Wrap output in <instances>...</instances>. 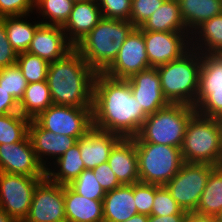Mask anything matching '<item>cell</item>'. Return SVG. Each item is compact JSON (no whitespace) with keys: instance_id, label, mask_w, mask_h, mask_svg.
<instances>
[{"instance_id":"1","label":"cell","mask_w":222,"mask_h":222,"mask_svg":"<svg viewBox=\"0 0 222 222\" xmlns=\"http://www.w3.org/2000/svg\"><path fill=\"white\" fill-rule=\"evenodd\" d=\"M147 114L131 92L125 79L96 73L93 85V127L122 138L138 135Z\"/></svg>"},{"instance_id":"2","label":"cell","mask_w":222,"mask_h":222,"mask_svg":"<svg viewBox=\"0 0 222 222\" xmlns=\"http://www.w3.org/2000/svg\"><path fill=\"white\" fill-rule=\"evenodd\" d=\"M95 75L75 48L63 58L49 63L46 81L53 104L93 108Z\"/></svg>"},{"instance_id":"3","label":"cell","mask_w":222,"mask_h":222,"mask_svg":"<svg viewBox=\"0 0 222 222\" xmlns=\"http://www.w3.org/2000/svg\"><path fill=\"white\" fill-rule=\"evenodd\" d=\"M134 28L128 20L102 17L74 48L96 73H102L114 61Z\"/></svg>"},{"instance_id":"4","label":"cell","mask_w":222,"mask_h":222,"mask_svg":"<svg viewBox=\"0 0 222 222\" xmlns=\"http://www.w3.org/2000/svg\"><path fill=\"white\" fill-rule=\"evenodd\" d=\"M201 55L190 47L180 58L156 67L163 95L170 104L194 107L199 90Z\"/></svg>"},{"instance_id":"5","label":"cell","mask_w":222,"mask_h":222,"mask_svg":"<svg viewBox=\"0 0 222 222\" xmlns=\"http://www.w3.org/2000/svg\"><path fill=\"white\" fill-rule=\"evenodd\" d=\"M195 113L193 106L169 104L147 116L134 141L181 148L187 124Z\"/></svg>"},{"instance_id":"6","label":"cell","mask_w":222,"mask_h":222,"mask_svg":"<svg viewBox=\"0 0 222 222\" xmlns=\"http://www.w3.org/2000/svg\"><path fill=\"white\" fill-rule=\"evenodd\" d=\"M181 153L187 163L222 165V146L216 119L196 112L187 124Z\"/></svg>"},{"instance_id":"7","label":"cell","mask_w":222,"mask_h":222,"mask_svg":"<svg viewBox=\"0 0 222 222\" xmlns=\"http://www.w3.org/2000/svg\"><path fill=\"white\" fill-rule=\"evenodd\" d=\"M140 182L164 186L184 164L181 148L135 142Z\"/></svg>"},{"instance_id":"8","label":"cell","mask_w":222,"mask_h":222,"mask_svg":"<svg viewBox=\"0 0 222 222\" xmlns=\"http://www.w3.org/2000/svg\"><path fill=\"white\" fill-rule=\"evenodd\" d=\"M214 165L187 163L164 186L182 210L195 212Z\"/></svg>"},{"instance_id":"9","label":"cell","mask_w":222,"mask_h":222,"mask_svg":"<svg viewBox=\"0 0 222 222\" xmlns=\"http://www.w3.org/2000/svg\"><path fill=\"white\" fill-rule=\"evenodd\" d=\"M196 112L206 117L222 115V54H202Z\"/></svg>"},{"instance_id":"10","label":"cell","mask_w":222,"mask_h":222,"mask_svg":"<svg viewBox=\"0 0 222 222\" xmlns=\"http://www.w3.org/2000/svg\"><path fill=\"white\" fill-rule=\"evenodd\" d=\"M92 109L52 104L34 120L46 130L78 140L93 127Z\"/></svg>"},{"instance_id":"11","label":"cell","mask_w":222,"mask_h":222,"mask_svg":"<svg viewBox=\"0 0 222 222\" xmlns=\"http://www.w3.org/2000/svg\"><path fill=\"white\" fill-rule=\"evenodd\" d=\"M43 178L0 172V208L17 222H24L34 190Z\"/></svg>"},{"instance_id":"12","label":"cell","mask_w":222,"mask_h":222,"mask_svg":"<svg viewBox=\"0 0 222 222\" xmlns=\"http://www.w3.org/2000/svg\"><path fill=\"white\" fill-rule=\"evenodd\" d=\"M24 222H66L64 185L43 178L34 190Z\"/></svg>"},{"instance_id":"13","label":"cell","mask_w":222,"mask_h":222,"mask_svg":"<svg viewBox=\"0 0 222 222\" xmlns=\"http://www.w3.org/2000/svg\"><path fill=\"white\" fill-rule=\"evenodd\" d=\"M143 31L135 27L126 38L114 61L102 72L113 79H127L149 69Z\"/></svg>"},{"instance_id":"14","label":"cell","mask_w":222,"mask_h":222,"mask_svg":"<svg viewBox=\"0 0 222 222\" xmlns=\"http://www.w3.org/2000/svg\"><path fill=\"white\" fill-rule=\"evenodd\" d=\"M189 34L192 33L143 31L150 67L167 64L185 54L192 47Z\"/></svg>"},{"instance_id":"15","label":"cell","mask_w":222,"mask_h":222,"mask_svg":"<svg viewBox=\"0 0 222 222\" xmlns=\"http://www.w3.org/2000/svg\"><path fill=\"white\" fill-rule=\"evenodd\" d=\"M0 172L46 177L28 136L21 142L0 144Z\"/></svg>"},{"instance_id":"16","label":"cell","mask_w":222,"mask_h":222,"mask_svg":"<svg viewBox=\"0 0 222 222\" xmlns=\"http://www.w3.org/2000/svg\"><path fill=\"white\" fill-rule=\"evenodd\" d=\"M143 111L153 114L170 103L164 97L157 68L151 67L126 79Z\"/></svg>"},{"instance_id":"17","label":"cell","mask_w":222,"mask_h":222,"mask_svg":"<svg viewBox=\"0 0 222 222\" xmlns=\"http://www.w3.org/2000/svg\"><path fill=\"white\" fill-rule=\"evenodd\" d=\"M73 48L61 26L41 23L33 35L27 52L51 63L63 58Z\"/></svg>"},{"instance_id":"18","label":"cell","mask_w":222,"mask_h":222,"mask_svg":"<svg viewBox=\"0 0 222 222\" xmlns=\"http://www.w3.org/2000/svg\"><path fill=\"white\" fill-rule=\"evenodd\" d=\"M28 137L31 141L37 159L47 169L45 156L57 160L69 148L77 143L75 137L55 134L52 131L42 128L35 120H31L28 128Z\"/></svg>"},{"instance_id":"19","label":"cell","mask_w":222,"mask_h":222,"mask_svg":"<svg viewBox=\"0 0 222 222\" xmlns=\"http://www.w3.org/2000/svg\"><path fill=\"white\" fill-rule=\"evenodd\" d=\"M107 162L121 185L140 182L134 138H121L112 148Z\"/></svg>"},{"instance_id":"20","label":"cell","mask_w":222,"mask_h":222,"mask_svg":"<svg viewBox=\"0 0 222 222\" xmlns=\"http://www.w3.org/2000/svg\"><path fill=\"white\" fill-rule=\"evenodd\" d=\"M122 137L92 127L85 136L80 137V157L85 169H93L101 163L108 161L114 145Z\"/></svg>"},{"instance_id":"21","label":"cell","mask_w":222,"mask_h":222,"mask_svg":"<svg viewBox=\"0 0 222 222\" xmlns=\"http://www.w3.org/2000/svg\"><path fill=\"white\" fill-rule=\"evenodd\" d=\"M101 18V11L96 0L74 2L70 17L62 27L68 42L75 47Z\"/></svg>"},{"instance_id":"22","label":"cell","mask_w":222,"mask_h":222,"mask_svg":"<svg viewBox=\"0 0 222 222\" xmlns=\"http://www.w3.org/2000/svg\"><path fill=\"white\" fill-rule=\"evenodd\" d=\"M103 222H124L137 214L133 184L121 185L106 192L103 199Z\"/></svg>"},{"instance_id":"23","label":"cell","mask_w":222,"mask_h":222,"mask_svg":"<svg viewBox=\"0 0 222 222\" xmlns=\"http://www.w3.org/2000/svg\"><path fill=\"white\" fill-rule=\"evenodd\" d=\"M103 200H92L64 185L66 222H103Z\"/></svg>"},{"instance_id":"24","label":"cell","mask_w":222,"mask_h":222,"mask_svg":"<svg viewBox=\"0 0 222 222\" xmlns=\"http://www.w3.org/2000/svg\"><path fill=\"white\" fill-rule=\"evenodd\" d=\"M139 28L154 32H190L181 17L178 0H165Z\"/></svg>"},{"instance_id":"25","label":"cell","mask_w":222,"mask_h":222,"mask_svg":"<svg viewBox=\"0 0 222 222\" xmlns=\"http://www.w3.org/2000/svg\"><path fill=\"white\" fill-rule=\"evenodd\" d=\"M178 3L183 22L191 32L204 21L222 13L221 0H178Z\"/></svg>"},{"instance_id":"26","label":"cell","mask_w":222,"mask_h":222,"mask_svg":"<svg viewBox=\"0 0 222 222\" xmlns=\"http://www.w3.org/2000/svg\"><path fill=\"white\" fill-rule=\"evenodd\" d=\"M80 138L77 143L69 148L54 164L59 170L46 169V177L60 185H69L85 169L80 157ZM55 171V172H54Z\"/></svg>"},{"instance_id":"27","label":"cell","mask_w":222,"mask_h":222,"mask_svg":"<svg viewBox=\"0 0 222 222\" xmlns=\"http://www.w3.org/2000/svg\"><path fill=\"white\" fill-rule=\"evenodd\" d=\"M197 34L199 38L197 37ZM194 35H196L197 38ZM190 38V41L192 42L193 40L197 41H194L191 44L193 46L192 49H195L196 51L198 50L201 54H222V13L204 21L192 32Z\"/></svg>"},{"instance_id":"28","label":"cell","mask_w":222,"mask_h":222,"mask_svg":"<svg viewBox=\"0 0 222 222\" xmlns=\"http://www.w3.org/2000/svg\"><path fill=\"white\" fill-rule=\"evenodd\" d=\"M53 104L47 81L28 84L19 102V112L26 118L34 120Z\"/></svg>"},{"instance_id":"29","label":"cell","mask_w":222,"mask_h":222,"mask_svg":"<svg viewBox=\"0 0 222 222\" xmlns=\"http://www.w3.org/2000/svg\"><path fill=\"white\" fill-rule=\"evenodd\" d=\"M222 210V165L215 166L208 181L195 213L216 217Z\"/></svg>"},{"instance_id":"30","label":"cell","mask_w":222,"mask_h":222,"mask_svg":"<svg viewBox=\"0 0 222 222\" xmlns=\"http://www.w3.org/2000/svg\"><path fill=\"white\" fill-rule=\"evenodd\" d=\"M26 15L1 17L6 28L8 41L17 54L27 52L39 23L23 20Z\"/></svg>"},{"instance_id":"31","label":"cell","mask_w":222,"mask_h":222,"mask_svg":"<svg viewBox=\"0 0 222 222\" xmlns=\"http://www.w3.org/2000/svg\"><path fill=\"white\" fill-rule=\"evenodd\" d=\"M30 121L20 112L0 115V144L23 141L28 136Z\"/></svg>"},{"instance_id":"32","label":"cell","mask_w":222,"mask_h":222,"mask_svg":"<svg viewBox=\"0 0 222 222\" xmlns=\"http://www.w3.org/2000/svg\"><path fill=\"white\" fill-rule=\"evenodd\" d=\"M73 5V0H34V9H38L44 19H49L41 23L61 27L68 21Z\"/></svg>"},{"instance_id":"33","label":"cell","mask_w":222,"mask_h":222,"mask_svg":"<svg viewBox=\"0 0 222 222\" xmlns=\"http://www.w3.org/2000/svg\"><path fill=\"white\" fill-rule=\"evenodd\" d=\"M16 64L28 84L46 81L49 63L41 57L28 52L20 53L17 54Z\"/></svg>"},{"instance_id":"34","label":"cell","mask_w":222,"mask_h":222,"mask_svg":"<svg viewBox=\"0 0 222 222\" xmlns=\"http://www.w3.org/2000/svg\"><path fill=\"white\" fill-rule=\"evenodd\" d=\"M68 186L77 194L92 200H103L106 195L92 169H84Z\"/></svg>"},{"instance_id":"35","label":"cell","mask_w":222,"mask_h":222,"mask_svg":"<svg viewBox=\"0 0 222 222\" xmlns=\"http://www.w3.org/2000/svg\"><path fill=\"white\" fill-rule=\"evenodd\" d=\"M0 86L9 92L19 103L28 86V82L19 66L15 63L0 69Z\"/></svg>"},{"instance_id":"36","label":"cell","mask_w":222,"mask_h":222,"mask_svg":"<svg viewBox=\"0 0 222 222\" xmlns=\"http://www.w3.org/2000/svg\"><path fill=\"white\" fill-rule=\"evenodd\" d=\"M173 214H187V212L182 210L165 186L155 185V199L151 215L169 216Z\"/></svg>"},{"instance_id":"37","label":"cell","mask_w":222,"mask_h":222,"mask_svg":"<svg viewBox=\"0 0 222 222\" xmlns=\"http://www.w3.org/2000/svg\"><path fill=\"white\" fill-rule=\"evenodd\" d=\"M104 18L130 20L132 0H96Z\"/></svg>"},{"instance_id":"38","label":"cell","mask_w":222,"mask_h":222,"mask_svg":"<svg viewBox=\"0 0 222 222\" xmlns=\"http://www.w3.org/2000/svg\"><path fill=\"white\" fill-rule=\"evenodd\" d=\"M133 194L137 212L150 216L155 199V185L142 182L134 183Z\"/></svg>"},{"instance_id":"39","label":"cell","mask_w":222,"mask_h":222,"mask_svg":"<svg viewBox=\"0 0 222 222\" xmlns=\"http://www.w3.org/2000/svg\"><path fill=\"white\" fill-rule=\"evenodd\" d=\"M165 0H132L130 22L135 27H141L142 24L161 7Z\"/></svg>"},{"instance_id":"40","label":"cell","mask_w":222,"mask_h":222,"mask_svg":"<svg viewBox=\"0 0 222 222\" xmlns=\"http://www.w3.org/2000/svg\"><path fill=\"white\" fill-rule=\"evenodd\" d=\"M34 9V0H0V18L6 16H22Z\"/></svg>"},{"instance_id":"41","label":"cell","mask_w":222,"mask_h":222,"mask_svg":"<svg viewBox=\"0 0 222 222\" xmlns=\"http://www.w3.org/2000/svg\"><path fill=\"white\" fill-rule=\"evenodd\" d=\"M17 53L8 41L6 28L0 18V69L16 63Z\"/></svg>"},{"instance_id":"42","label":"cell","mask_w":222,"mask_h":222,"mask_svg":"<svg viewBox=\"0 0 222 222\" xmlns=\"http://www.w3.org/2000/svg\"><path fill=\"white\" fill-rule=\"evenodd\" d=\"M96 180L100 183V186L105 192L112 191L113 189L120 187L118 179L115 173L111 170L108 162L101 163L92 169Z\"/></svg>"},{"instance_id":"43","label":"cell","mask_w":222,"mask_h":222,"mask_svg":"<svg viewBox=\"0 0 222 222\" xmlns=\"http://www.w3.org/2000/svg\"><path fill=\"white\" fill-rule=\"evenodd\" d=\"M19 112V103L0 86V115L12 114Z\"/></svg>"},{"instance_id":"44","label":"cell","mask_w":222,"mask_h":222,"mask_svg":"<svg viewBox=\"0 0 222 222\" xmlns=\"http://www.w3.org/2000/svg\"><path fill=\"white\" fill-rule=\"evenodd\" d=\"M186 214H173L169 216L150 215L147 222H185Z\"/></svg>"},{"instance_id":"45","label":"cell","mask_w":222,"mask_h":222,"mask_svg":"<svg viewBox=\"0 0 222 222\" xmlns=\"http://www.w3.org/2000/svg\"><path fill=\"white\" fill-rule=\"evenodd\" d=\"M185 222H216L215 217L200 215L195 212H187Z\"/></svg>"},{"instance_id":"46","label":"cell","mask_w":222,"mask_h":222,"mask_svg":"<svg viewBox=\"0 0 222 222\" xmlns=\"http://www.w3.org/2000/svg\"><path fill=\"white\" fill-rule=\"evenodd\" d=\"M148 218H149L148 215L137 213L134 216H132L130 219L124 222H147Z\"/></svg>"},{"instance_id":"47","label":"cell","mask_w":222,"mask_h":222,"mask_svg":"<svg viewBox=\"0 0 222 222\" xmlns=\"http://www.w3.org/2000/svg\"><path fill=\"white\" fill-rule=\"evenodd\" d=\"M0 222H17V221L0 208Z\"/></svg>"},{"instance_id":"48","label":"cell","mask_w":222,"mask_h":222,"mask_svg":"<svg viewBox=\"0 0 222 222\" xmlns=\"http://www.w3.org/2000/svg\"><path fill=\"white\" fill-rule=\"evenodd\" d=\"M215 119L217 121V125H218V128H219L220 141H221V146H222V115H219Z\"/></svg>"},{"instance_id":"49","label":"cell","mask_w":222,"mask_h":222,"mask_svg":"<svg viewBox=\"0 0 222 222\" xmlns=\"http://www.w3.org/2000/svg\"><path fill=\"white\" fill-rule=\"evenodd\" d=\"M216 222H222V210L219 212V214L215 217Z\"/></svg>"},{"instance_id":"50","label":"cell","mask_w":222,"mask_h":222,"mask_svg":"<svg viewBox=\"0 0 222 222\" xmlns=\"http://www.w3.org/2000/svg\"><path fill=\"white\" fill-rule=\"evenodd\" d=\"M74 2H78V1H91V0H73Z\"/></svg>"}]
</instances>
